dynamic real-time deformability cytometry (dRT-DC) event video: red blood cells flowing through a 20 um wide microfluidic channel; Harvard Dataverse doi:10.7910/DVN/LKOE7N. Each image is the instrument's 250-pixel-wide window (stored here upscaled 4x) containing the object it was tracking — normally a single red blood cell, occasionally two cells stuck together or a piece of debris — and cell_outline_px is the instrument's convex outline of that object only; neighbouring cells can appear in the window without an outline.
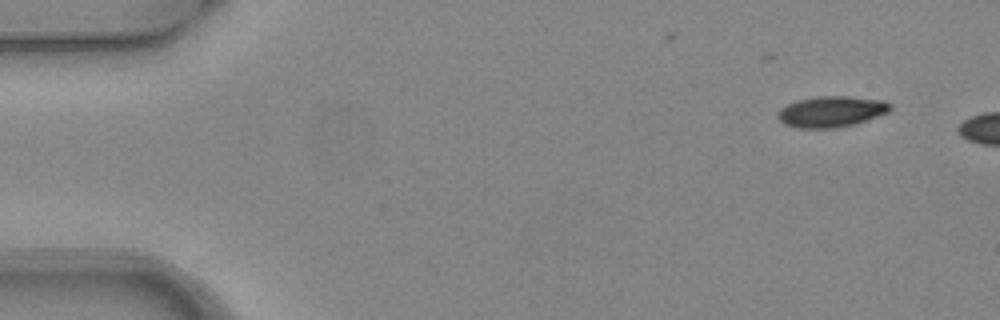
{"species": "common noctule bat (a hibernating species)", "species_latin": "Nyctalus noctula", "temperature_condition": "warm", "stored_images_in_passage": 2, "camera_frame_rate_fps": 3000, "um_per_image_px": 0.085, "animal": {"sex": "female", "body_mass_g": 24.6, "forearm_length_mm": 56.2}, "frame": {"image": 1, "passage_image": 1, "time_ms": 0.0, "image_size_px": [1000, 320], "cell_outline_px": [[892, 108], [888, 112], [856, 124], [836, 128], [796, 128], [784, 124], [776, 116], [780, 108], [796, 100], [816, 96], [848, 96], [884, 100], [892, 104]], "centroid_in_image_um": [70.66, 9.48], "position_along_channel_um": 14.3, "area_um2": 20.52}}